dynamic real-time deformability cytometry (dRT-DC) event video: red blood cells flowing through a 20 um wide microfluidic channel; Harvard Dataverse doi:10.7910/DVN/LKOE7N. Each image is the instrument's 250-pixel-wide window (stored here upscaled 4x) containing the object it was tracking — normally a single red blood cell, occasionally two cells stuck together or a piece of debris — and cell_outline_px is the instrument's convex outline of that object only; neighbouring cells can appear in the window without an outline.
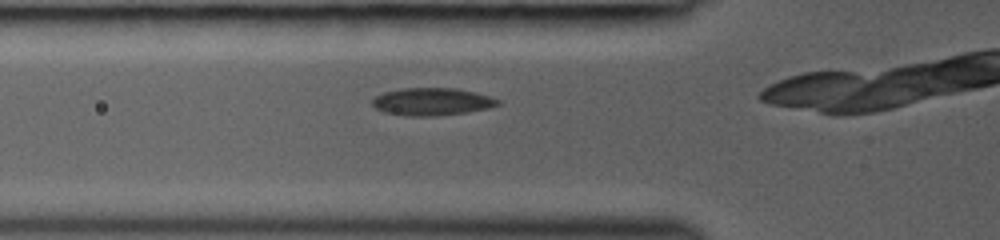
{"species": "common noctule bat (a hibernating species)", "species_latin": "Nyctalus noctula", "temperature_condition": "room temperature", "stored_images_in_passage": 27, "camera_frame_rate_fps": 3000, "um_per_image_px": 0.085, "animal": {"sex": "female", "body_mass_g": 19.0, "forearm_length_mm": 53.3}, "frame": {"image": 1, "passage_image": 6, "time_ms": 1.667, "image_size_px": [1000, 240], "cell_outline_px": [[500, 104], [488, 108], [468, 112], [436, 116], [408, 116], [384, 112], [376, 108], [372, 104], [372, 100], [376, 96], [384, 92], [404, 88], [456, 88], [476, 92], [500, 100]], "centroid_in_image_um": [36.73, 8.64], "position_along_channel_um": 89.1, "area_um2": 20.11}}
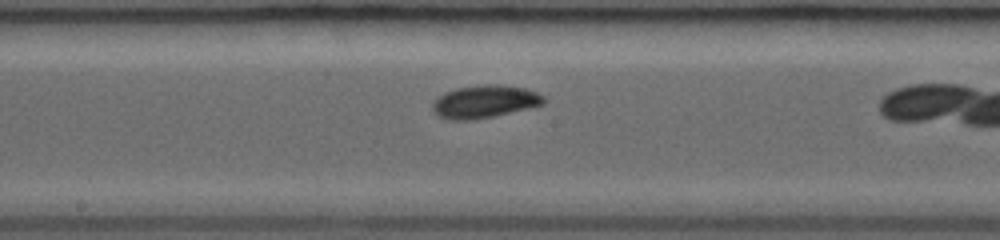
{"frame": {"image": 2, "passage_image": 14, "time_ms": 4.333, "image_size_px": [1000, 240], "cell_outline_px": [[544, 104], [492, 116], [472, 120], [448, 120], [432, 112], [432, 104], [436, 96], [444, 92], [456, 88], [496, 84], [524, 88], [536, 92], [544, 96]], "centroid_in_image_um": [41.13, 8.64], "position_along_channel_um": 207.1, "area_um2": 20.98}}
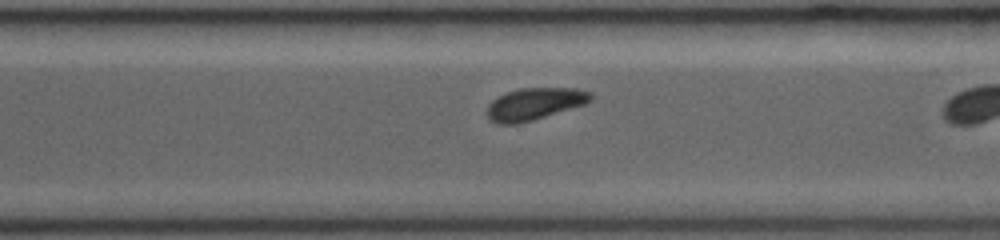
{"frame": {"image": 3, "passage_image": 22, "time_ms": 7.0, "image_size_px": [1000, 240], "cell_outline_px": [[592, 100], [584, 104], [532, 120], [516, 124], [496, 124], [488, 120], [488, 104], [492, 100], [508, 92], [520, 88], [576, 88], [592, 92]], "centroid_in_image_um": [45.43, 8.83], "position_along_channel_um": 325.2, "area_um2": 19.19}}